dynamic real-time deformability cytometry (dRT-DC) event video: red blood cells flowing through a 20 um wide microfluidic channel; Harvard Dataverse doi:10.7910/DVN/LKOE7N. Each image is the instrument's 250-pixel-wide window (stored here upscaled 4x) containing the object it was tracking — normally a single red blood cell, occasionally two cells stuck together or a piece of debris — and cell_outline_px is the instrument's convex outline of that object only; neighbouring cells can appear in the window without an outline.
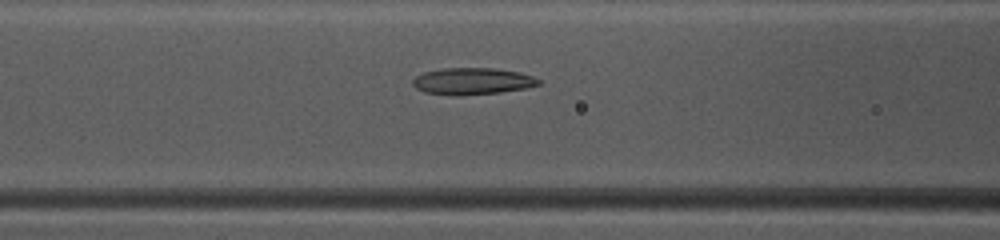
{"species": "common noctule bat (a hibernating species)", "species_latin": "Nyctalus noctula", "temperature_condition": "warm", "stored_images_in_passage": 35, "camera_frame_rate_fps": 3000, "um_per_image_px": 0.085, "animal": {"sex": "female", "body_mass_g": 10.0, "forearm_length_mm": 53.1}, "frame": {"image": 1, "passage_image": 7, "time_ms": 2.0, "image_size_px": [1000, 240], "cell_outline_px": [[544, 80], [540, 84], [528, 88], [500, 92], [424, 92], [416, 88], [412, 84], [412, 80], [416, 76], [424, 72], [444, 68], [492, 68], [520, 72]], "centroid_in_image_um": [40.24, 6.84], "position_along_channel_um": 126.4, "area_um2": 18.67}}
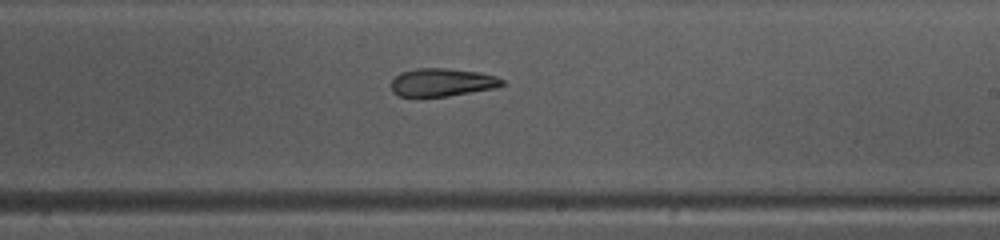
{"frame": {"image": 2, "passage_image": 16, "time_ms": 5.0, "image_size_px": [1000, 240], "cell_outline_px": [[504, 84], [492, 88], [448, 96], [400, 96], [392, 92], [392, 80], [400, 72], [416, 68], [448, 68], [480, 72], [496, 76], [504, 80]], "centroid_in_image_um": [37.56, 6.98], "position_along_channel_um": 251.4, "area_um2": 17.98}}
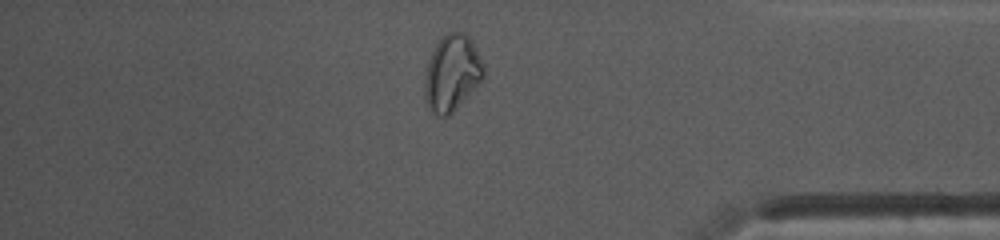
{"frame": {"image": 3, "passage_image": 28, "time_ms": 9.0, "image_size_px": [1000, 240], "cell_outline_px": [[484, 76], [452, 112], [448, 116], [440, 116], [432, 112], [428, 108], [424, 96], [424, 80], [428, 60], [436, 44], [448, 32], [460, 32], [468, 36], [472, 40], [484, 64]], "centroid_in_image_um": [38.4, 6.2], "position_along_channel_um": 396.8, "area_um2": 25.78}, "authors_computed_cell_mechanics": {"area_um2": 19.4208, "velocity_mm_per_s": 4.1515, "shape_relaxation_time_tau1_ms": 7.1652, "shape_relaxation_time_tau2_ms": 4.9462, "deformation_change_tau1": 0.202, "deformation_change_tau2": 0.0843}}